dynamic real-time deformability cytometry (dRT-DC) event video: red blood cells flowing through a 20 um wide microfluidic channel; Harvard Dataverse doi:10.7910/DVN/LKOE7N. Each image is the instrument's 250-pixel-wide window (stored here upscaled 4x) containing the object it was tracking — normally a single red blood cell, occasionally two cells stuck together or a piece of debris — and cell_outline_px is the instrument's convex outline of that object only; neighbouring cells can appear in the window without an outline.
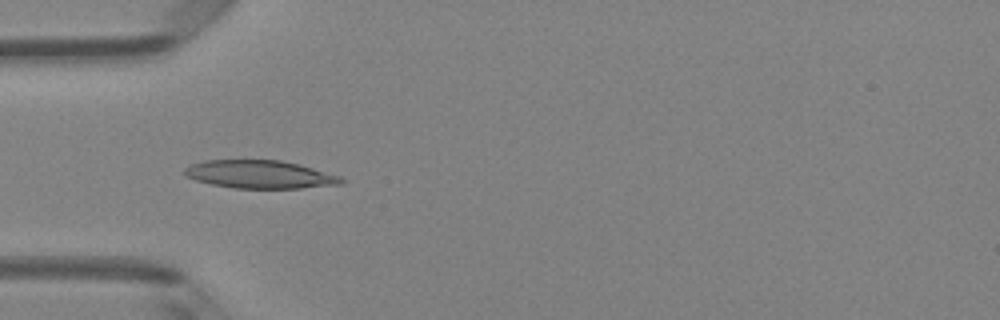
{"species": "Egyptian fruit bat (a non-hibernating species)", "species_latin": "Rousettus aegyptiacus", "temperature_condition": "room temperature", "stored_images_in_passage": 5, "camera_frame_rate_fps": 3000, "um_per_image_px": 0.085, "animal": {"sex": "female"}, "frame": {"image": 1, "passage_image": 3, "time_ms": 2.333, "image_size_px": [1000, 320], "cell_outline_px": [[344, 184], [300, 188], [232, 188], [212, 184], [196, 180], [184, 176], [184, 168], [192, 164], [204, 160], [280, 160], [300, 164], [340, 176], [344, 180]], "centroid_in_image_um": [22.09, 14.82], "position_along_channel_um": 62.9, "area_um2": 25.66}}
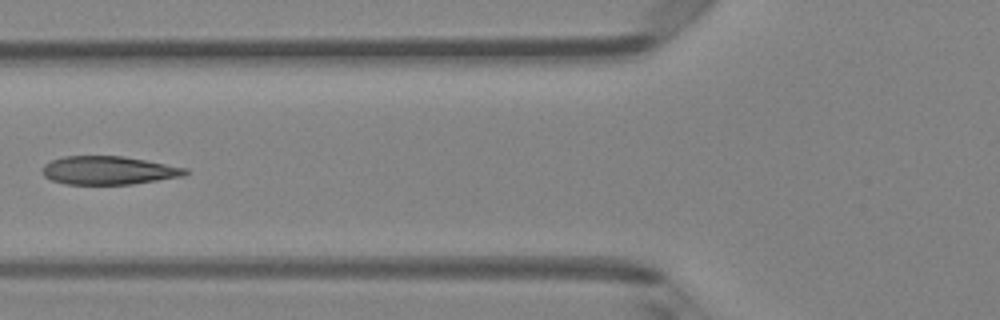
{"frame": {"image": 2, "passage_image": 4, "time_ms": 3.667, "image_size_px": [1000, 320], "cell_outline_px": [[188, 172], [184, 176], [132, 184], [64, 184], [52, 180], [44, 176], [40, 172], [40, 168], [44, 164], [52, 160], [64, 156], [124, 156], [188, 168]], "centroid_in_image_um": [9.2, 14.48], "position_along_channel_um": 116.6, "area_um2": 23.76}}
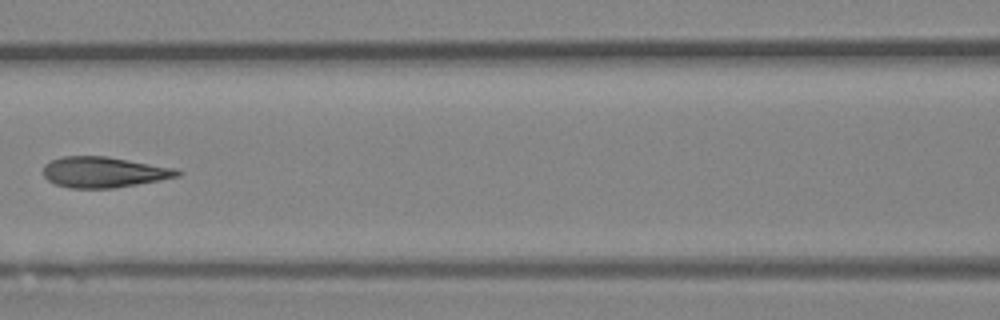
{"frame": {"image": 3, "passage_image": 5, "time_ms": 4.667, "image_size_px": [1000, 320], "cell_outline_px": [[180, 176], [160, 180], [112, 188], [68, 188], [56, 184], [48, 180], [44, 176], [44, 164], [52, 160], [64, 156], [108, 156], [176, 168], [180, 172]], "centroid_in_image_um": [8.82, 14.63], "position_along_channel_um": 157.8, "area_um2": 23.93}}